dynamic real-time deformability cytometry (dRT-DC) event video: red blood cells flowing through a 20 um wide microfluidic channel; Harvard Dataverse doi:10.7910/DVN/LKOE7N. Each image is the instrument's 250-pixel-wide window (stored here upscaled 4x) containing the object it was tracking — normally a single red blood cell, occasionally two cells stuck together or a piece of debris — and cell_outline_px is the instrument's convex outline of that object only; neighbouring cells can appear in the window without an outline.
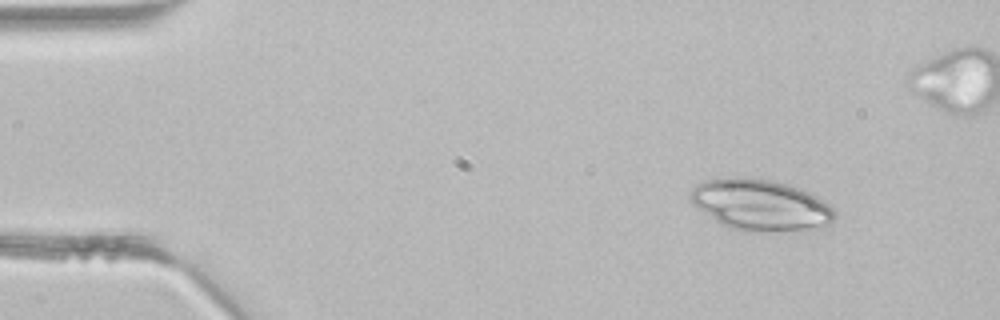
{"species": "common noctule bat (a hibernating species)", "species_latin": "Nyctalus noctula", "temperature_condition": "room temperature", "stored_images_in_passage": 4, "camera_frame_rate_fps": 3000, "um_per_image_px": 0.085, "animal": {"sex": "male", "body_mass_g": 21.5, "forearm_length_mm": 52.0}, "frame": {"image": 1, "passage_image": 1, "time_ms": 0.0, "image_size_px": [1000, 320], "cell_outline_px": [[836, 216], [824, 228], [764, 232], [740, 232], [716, 220], [692, 204], [688, 196], [692, 188], [696, 184], [708, 180], [744, 176], [768, 180], [788, 184], [808, 192], [816, 196], [836, 208]], "centroid_in_image_um": [64.67, 17.43], "position_along_channel_um": 20.3, "area_um2": 43.18}}